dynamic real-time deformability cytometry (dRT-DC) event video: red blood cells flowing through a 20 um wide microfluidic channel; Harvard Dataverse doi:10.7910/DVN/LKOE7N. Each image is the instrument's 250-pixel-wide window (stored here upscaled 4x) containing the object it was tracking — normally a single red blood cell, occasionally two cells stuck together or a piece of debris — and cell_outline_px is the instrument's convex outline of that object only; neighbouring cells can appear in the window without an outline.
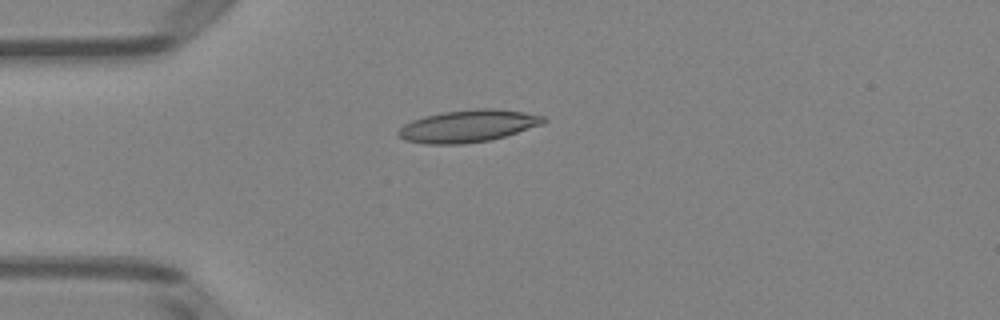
{"species": "Egyptian fruit bat (a non-hibernating species)", "species_latin": "Rousettus aegyptiacus", "temperature_condition": "room temperature", "stored_images_in_passage": 6, "camera_frame_rate_fps": 3000, "um_per_image_px": 0.085, "animal": {"sex": "female"}, "frame": {"image": 1, "passage_image": 4, "time_ms": 3.667, "image_size_px": [1000, 320], "cell_outline_px": [[548, 120], [544, 124], [504, 136], [488, 140], [464, 144], [424, 144], [404, 140], [396, 132], [404, 124], [412, 120], [424, 116], [444, 112], [476, 108], [496, 108], [524, 112], [544, 116]], "centroid_in_image_um": [39.79, 10.71], "position_along_channel_um": 45.2, "area_um2": 27.34}}
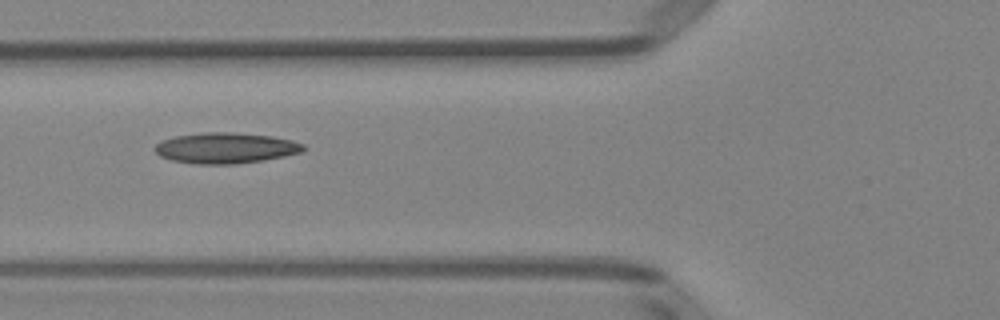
{"frame": {"image": 2, "passage_image": 6, "time_ms": 5.667, "image_size_px": [1000, 320], "cell_outline_px": [[308, 148], [300, 152], [284, 156], [264, 160], [236, 164], [196, 164], [172, 160], [160, 156], [152, 148], [160, 140], [176, 136], [204, 132], [232, 132], [272, 136], [292, 140], [304, 144]], "centroid_in_image_um": [19.17, 12.58], "position_along_channel_um": 106.6, "area_um2": 26.76}}